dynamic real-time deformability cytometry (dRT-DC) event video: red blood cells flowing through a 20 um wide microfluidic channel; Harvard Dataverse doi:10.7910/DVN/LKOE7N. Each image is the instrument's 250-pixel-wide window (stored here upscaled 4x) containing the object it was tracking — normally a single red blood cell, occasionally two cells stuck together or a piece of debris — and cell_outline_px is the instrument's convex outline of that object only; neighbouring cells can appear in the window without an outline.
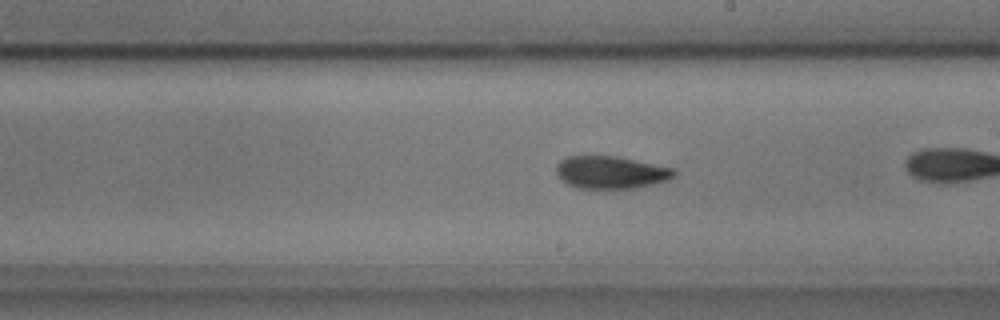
{"species": "common noctule bat (a hibernating species)", "species_latin": "Nyctalus noctula", "temperature_condition": "cold", "stored_images_in_passage": 30, "camera_frame_rate_fps": 3000, "um_per_image_px": 0.085, "animal": {"sex": "male", "body_mass_g": 17.9, "forearm_length_mm": 54.2}, "frame": {"image": 1, "passage_image": 18, "time_ms": 5.667, "image_size_px": [1000, 320], "cell_outline_px": [[676, 176], [668, 180], [636, 188], [576, 188], [560, 180], [556, 172], [556, 164], [564, 156], [616, 156], [676, 168]], "centroid_in_image_um": [51.92, 14.64], "position_along_channel_um": 237.1, "area_um2": 22.6}}